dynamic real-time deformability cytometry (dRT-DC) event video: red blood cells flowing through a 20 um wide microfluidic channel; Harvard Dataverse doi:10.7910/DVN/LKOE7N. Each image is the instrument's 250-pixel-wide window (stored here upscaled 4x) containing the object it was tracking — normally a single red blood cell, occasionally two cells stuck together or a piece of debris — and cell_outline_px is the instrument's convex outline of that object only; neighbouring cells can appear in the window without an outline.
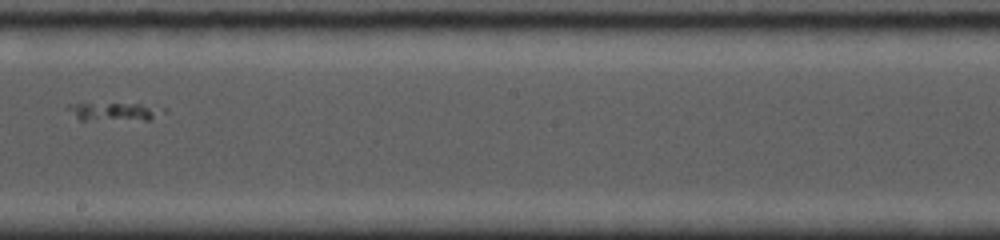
{"species": "common noctule bat (a hibernating species)", "species_latin": "Nyctalus noctula", "temperature_condition": "cold", "stored_images_in_passage": 8, "camera_frame_rate_fps": 5000, "um_per_image_px": 0.085, "animal": {"sex": "female", "body_mass_g": 19.0, "forearm_length_mm": 53.3}, "frame": {"image": 1, "passage_image": 6, "time_ms": 5.4, "image_size_px": [1000, 240], "cell_outline_px": [[168, 112], [152, 120], [80, 120], [68, 108], [68, 104], [156, 104], [168, 108]], "centroid_in_image_um": [9.99, 9.49], "position_along_channel_um": 238.2, "area_um2": 10.4}}